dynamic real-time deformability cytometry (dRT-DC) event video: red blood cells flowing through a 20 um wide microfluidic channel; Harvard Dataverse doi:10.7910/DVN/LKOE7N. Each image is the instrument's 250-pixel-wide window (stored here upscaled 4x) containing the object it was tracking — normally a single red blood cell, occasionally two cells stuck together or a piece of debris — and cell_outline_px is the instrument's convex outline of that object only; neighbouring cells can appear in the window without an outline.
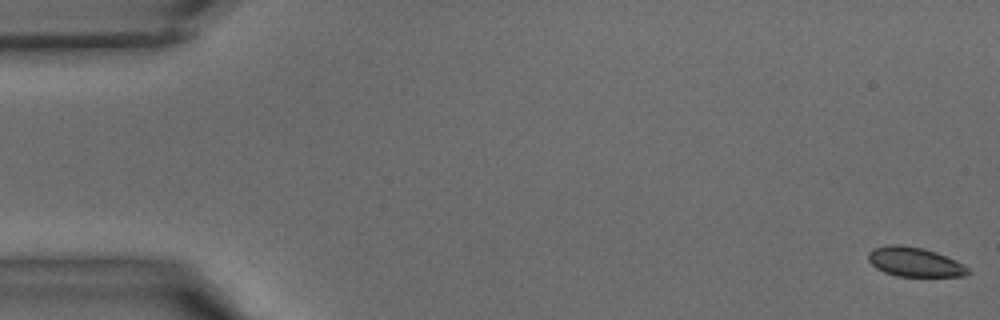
{"species": "common noctule bat (a hibernating species)", "species_latin": "Nyctalus noctula", "temperature_condition": "warm", "stored_images_in_passage": 42, "camera_frame_rate_fps": 3000, "um_per_image_px": 0.085, "animal": {"sex": "male", "body_mass_g": 15.6}, "frame": {"image": 1, "passage_image": 1, "time_ms": 0.0, "image_size_px": [1000, 320], "cell_outline_px": [[972, 272], [968, 276], [896, 276], [884, 272], [876, 268], [868, 260], [868, 252], [872, 248], [888, 244], [900, 244], [924, 248], [936, 252], [956, 260], [968, 268]], "centroid_in_image_um": [77.74, 22.26], "position_along_channel_um": 7.3, "area_um2": 17.28}}
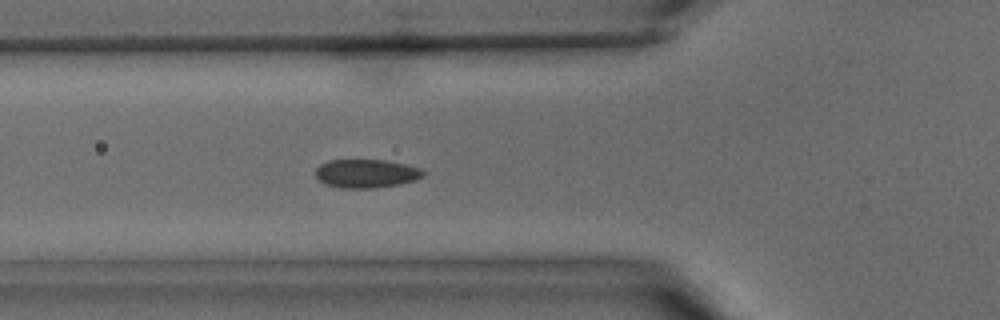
{"frame": {"image": 2, "passage_image": 15, "time_ms": 4.667, "image_size_px": [1000, 320], "cell_outline_px": [[424, 176], [416, 180], [400, 184], [376, 188], [340, 188], [324, 184], [316, 176], [316, 168], [320, 164], [328, 160], [384, 160], [404, 164], [420, 168], [424, 172]], "centroid_in_image_um": [31.12, 14.76], "position_along_channel_um": 94.7, "area_um2": 17.98}}
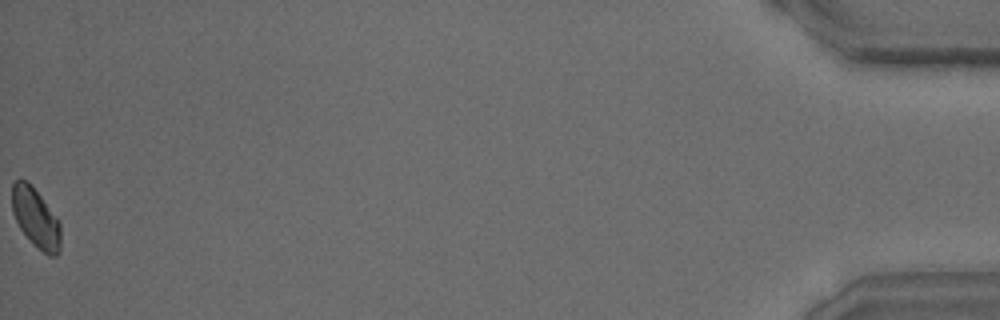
{"frame": {"image": 3, "passage_image": 42, "time_ms": 13.667, "image_size_px": [1000, 320], "cell_outline_px": [[60, 252], [56, 256], [48, 256], [20, 228], [12, 212], [12, 184], [16, 180], [28, 180], [40, 196], [60, 224]], "centroid_in_image_um": [3.03, 18.51], "position_along_channel_um": 432.2, "area_um2": 16.3}}